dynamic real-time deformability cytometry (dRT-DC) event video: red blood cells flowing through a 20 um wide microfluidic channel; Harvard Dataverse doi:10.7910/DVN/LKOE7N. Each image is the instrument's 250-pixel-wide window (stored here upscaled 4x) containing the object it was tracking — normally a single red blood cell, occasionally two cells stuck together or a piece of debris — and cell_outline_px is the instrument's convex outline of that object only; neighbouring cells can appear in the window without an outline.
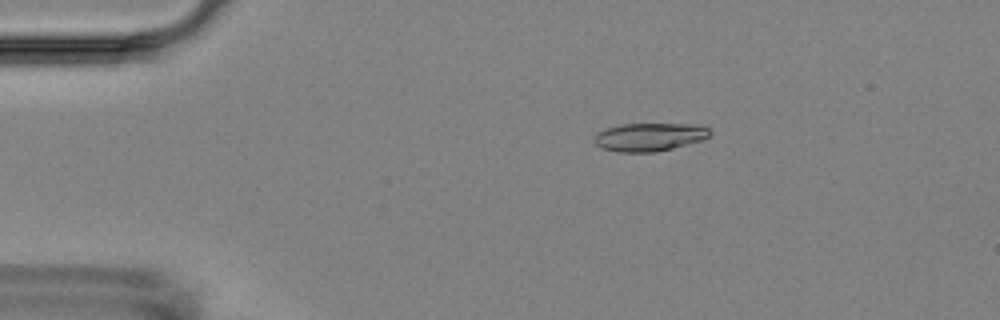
{"species": "Egyptian fruit bat (a non-hibernating species)", "species_latin": "Rousettus aegyptiacus", "temperature_condition": "room temperature", "stored_images_in_passage": 15, "camera_frame_rate_fps": 3000, "um_per_image_px": 0.085, "animal": {"sex": "female"}, "frame": {"image": 1, "passage_image": 2, "time_ms": 1.0, "image_size_px": [1000, 320], "cell_outline_px": [[712, 132], [704, 140], [656, 152], [616, 152], [600, 148], [592, 140], [596, 132], [604, 128], [620, 124], [696, 124], [708, 128]], "centroid_in_image_um": [55.15, 11.64], "position_along_channel_um": 29.8, "area_um2": 19.31}}
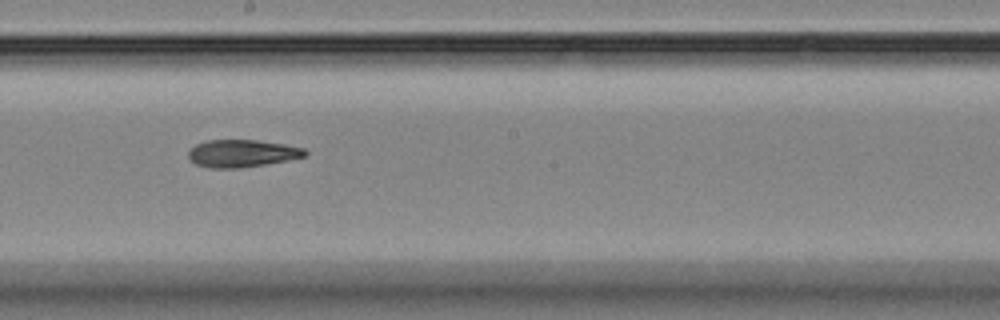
{"frame": {"image": 2, "passage_image": 8, "time_ms": 8.0, "image_size_px": [1000, 320], "cell_outline_px": [[308, 156], [288, 160], [240, 168], [212, 168], [196, 164], [188, 156], [188, 152], [196, 144], [208, 140], [256, 140], [284, 144], [304, 148], [308, 152]], "centroid_in_image_um": [20.61, 13.03], "position_along_channel_um": 227.6, "area_um2": 18.55}}
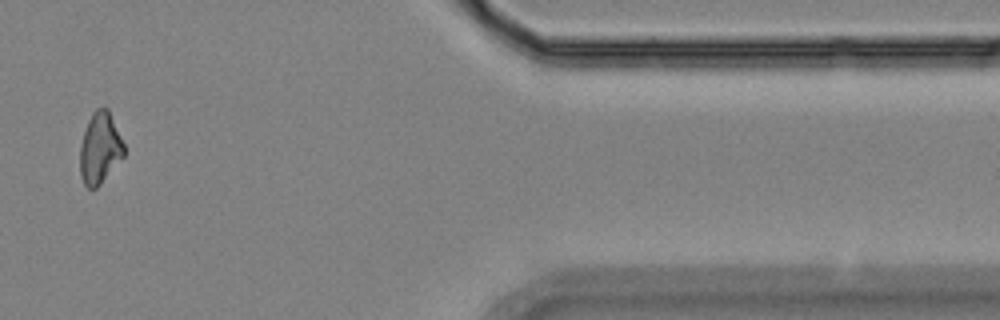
{"frame": {"image": 3, "passage_image": 13, "time_ms": 14.0, "image_size_px": [1000, 320], "cell_outline_px": [[124, 156], [100, 184], [96, 188], [88, 188], [84, 184], [80, 176], [80, 144], [88, 120], [92, 112], [96, 108], [108, 108], [124, 144]], "centroid_in_image_um": [8.48, 12.59], "position_along_channel_um": 402.9, "area_um2": 18.21}}